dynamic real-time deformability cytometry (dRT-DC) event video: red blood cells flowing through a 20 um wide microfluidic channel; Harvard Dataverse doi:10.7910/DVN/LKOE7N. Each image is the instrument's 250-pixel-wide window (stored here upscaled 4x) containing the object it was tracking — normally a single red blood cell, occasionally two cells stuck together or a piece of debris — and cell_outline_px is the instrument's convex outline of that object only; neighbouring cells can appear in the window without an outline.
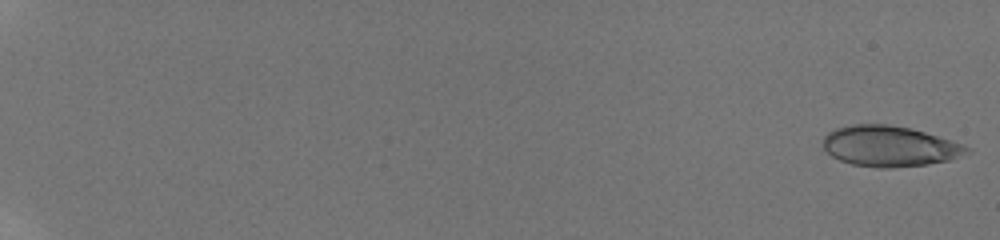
{"species": "human", "species_latin": "Homo sapiens", "temperature_condition": "room temperature", "stored_images_in_passage": 33, "camera_frame_rate_fps": 3000, "um_per_image_px": 0.085, "donor": {"sex": "male"}, "frame": {"image": 1, "passage_image": 1, "time_ms": 0.0, "image_size_px": [1000, 240], "cell_outline_px": [[972, 152], [948, 160], [928, 164], [888, 168], [876, 168], [852, 164], [840, 160], [832, 156], [824, 148], [824, 136], [828, 132], [836, 128], [852, 124], [888, 124], [908, 128], [924, 132], [964, 144], [972, 148]], "centroid_in_image_um": [75.63, 12.43], "position_along_channel_um": 9.4, "area_um2": 33.99}}
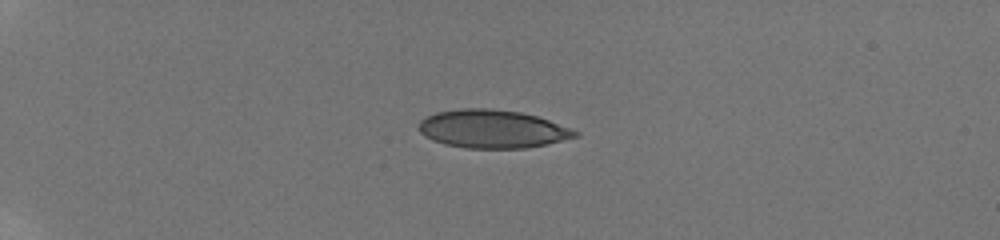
{"frame": {"image": 2, "passage_image": 24, "time_ms": 5.333, "image_size_px": [1000, 240], "cell_outline_px": [[580, 136], [544, 144], [524, 148], [468, 148], [444, 144], [432, 140], [424, 136], [420, 132], [420, 120], [436, 112], [460, 108], [492, 108], [520, 112], [536, 116], [548, 120], [580, 132]], "centroid_in_image_um": [41.83, 10.95], "position_along_channel_um": 43.2, "area_um2": 34.62}}